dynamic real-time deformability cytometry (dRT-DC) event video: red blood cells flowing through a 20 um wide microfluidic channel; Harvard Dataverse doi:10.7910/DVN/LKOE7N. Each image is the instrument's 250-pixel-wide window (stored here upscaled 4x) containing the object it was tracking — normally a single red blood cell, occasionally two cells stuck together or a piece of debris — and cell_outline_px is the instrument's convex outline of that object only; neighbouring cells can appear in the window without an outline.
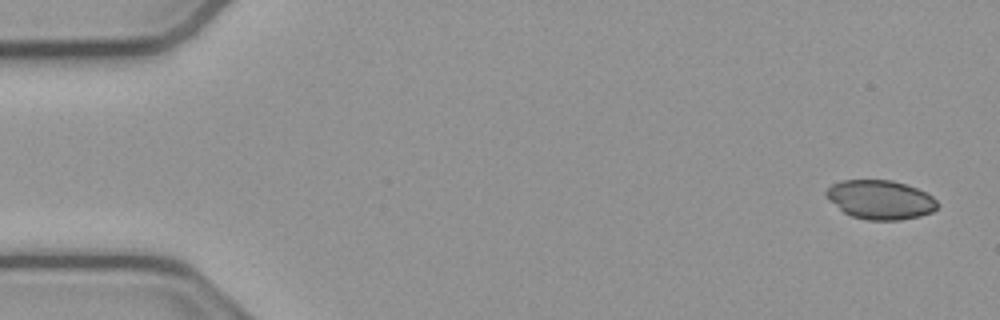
{"species": "common noctule bat (a hibernating species)", "species_latin": "Nyctalus noctula", "temperature_condition": "cold", "stored_images_in_passage": 52, "camera_frame_rate_fps": 3000, "um_per_image_px": 0.085, "animal": {"sex": "male", "body_mass_g": 23.1, "forearm_length_mm": 52.7}, "frame": {"image": 1, "passage_image": 1, "time_ms": 0.0, "image_size_px": [1000, 320], "cell_outline_px": [[940, 204], [932, 212], [920, 216], [900, 220], [868, 220], [852, 216], [844, 212], [824, 192], [832, 184], [840, 180], [892, 180], [916, 188], [932, 196]], "centroid_in_image_um": [74.86, 16.97], "position_along_channel_um": 10.1, "area_um2": 25.03}}
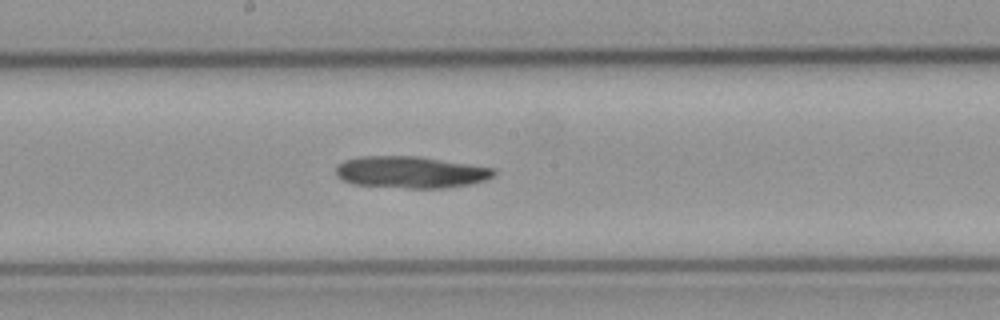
{"frame": {"image": 2, "passage_image": 27, "time_ms": 8.667, "image_size_px": [1000, 320], "cell_outline_px": [[496, 172], [492, 176], [484, 180], [468, 184], [444, 188], [408, 188], [352, 184], [336, 176], [336, 168], [344, 160], [360, 156], [420, 156], [492, 168]], "centroid_in_image_um": [34.86, 14.63], "position_along_channel_um": 213.3, "area_um2": 29.02}}
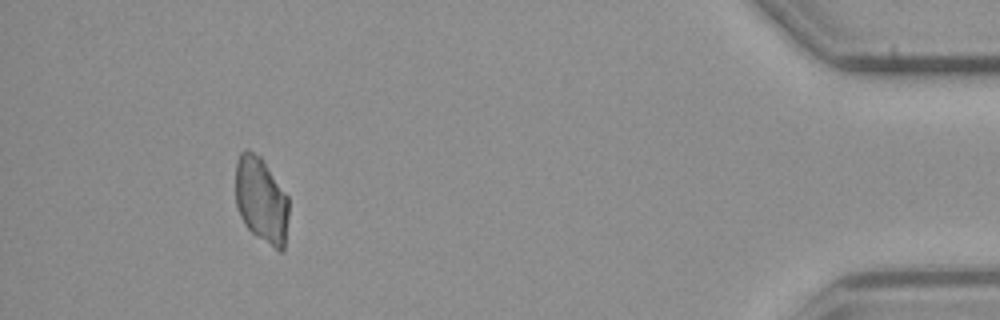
{"frame": {"image": 3, "passage_image": 48, "time_ms": 15.667, "image_size_px": [1000, 320], "cell_outline_px": [[288, 216], [284, 248], [280, 252], [256, 236], [244, 224], [240, 216], [236, 204], [236, 160], [240, 152], [244, 148], [248, 148], [260, 156], [264, 160], [288, 196]], "centroid_in_image_um": [22.2, 16.96], "position_along_channel_um": 413.0, "area_um2": 26.88}}